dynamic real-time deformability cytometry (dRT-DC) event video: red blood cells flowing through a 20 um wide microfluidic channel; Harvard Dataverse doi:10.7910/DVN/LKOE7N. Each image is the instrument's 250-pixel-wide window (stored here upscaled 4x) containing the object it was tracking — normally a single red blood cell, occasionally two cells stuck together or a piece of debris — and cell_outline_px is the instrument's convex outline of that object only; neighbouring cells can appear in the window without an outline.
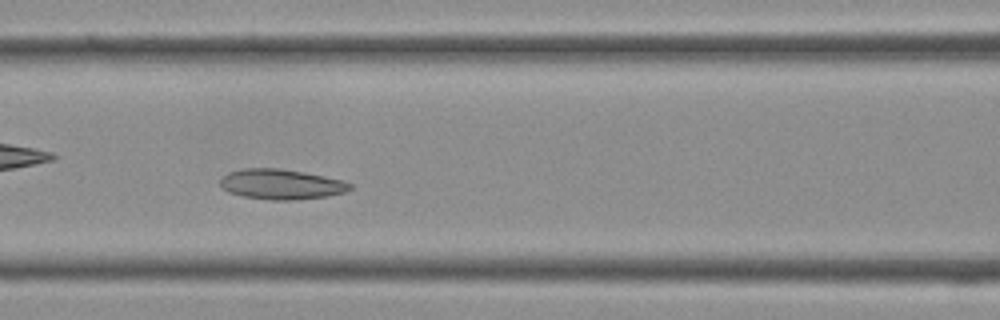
{"species": "Egyptian fruit bat (a non-hibernating species)", "species_latin": "Rousettus aegyptiacus", "temperature_condition": "cold", "stored_images_in_passage": 34, "camera_frame_rate_fps": 3000, "um_per_image_px": 0.085, "frame": {"image": 1, "passage_image": 12, "time_ms": 3.667, "image_size_px": [1000, 320], "cell_outline_px": [[352, 188], [344, 192], [328, 196], [296, 200], [272, 200], [244, 196], [228, 192], [220, 188], [220, 180], [228, 172], [244, 168], [280, 168], [304, 172], [344, 180], [352, 184]], "centroid_in_image_um": [23.9, 15.66], "position_along_channel_um": 142.7, "area_um2": 22.95}}
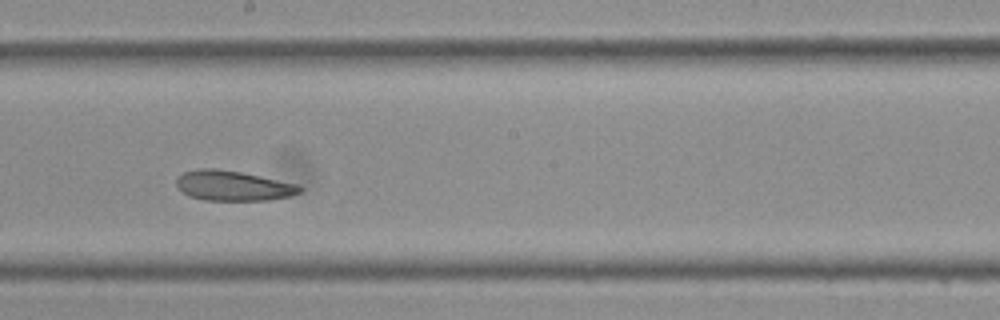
{"frame": {"image": 2, "passage_image": 17, "time_ms": 5.333, "image_size_px": [1000, 320], "cell_outline_px": [[300, 192], [288, 196], [268, 200], [204, 200], [188, 196], [176, 184], [176, 180], [184, 172], [196, 168], [216, 168], [240, 172], [260, 176], [296, 184], [300, 188]], "centroid_in_image_um": [19.76, 15.78], "position_along_channel_um": 228.4, "area_um2": 21.27}}
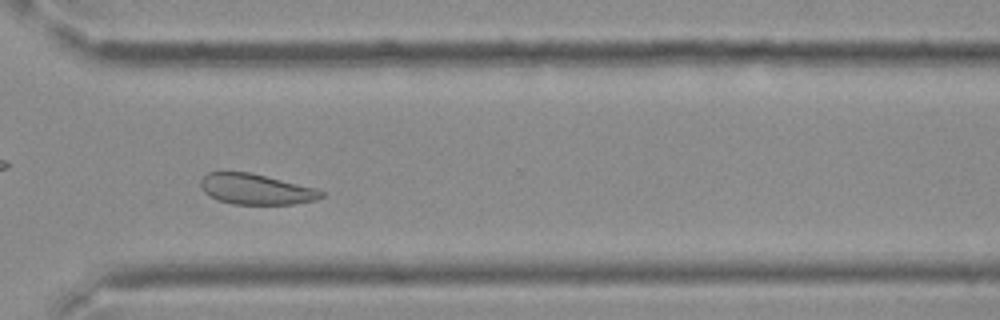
{"frame": {"image": 3, "passage_image": 24, "time_ms": 7.667, "image_size_px": [1000, 320], "cell_outline_px": [[324, 196], [316, 200], [292, 204], [232, 204], [216, 200], [208, 196], [204, 192], [200, 184], [200, 180], [208, 172], [248, 172], [316, 188], [324, 192]], "centroid_in_image_um": [21.73, 16.09], "position_along_channel_um": 348.9, "area_um2": 21.44}}